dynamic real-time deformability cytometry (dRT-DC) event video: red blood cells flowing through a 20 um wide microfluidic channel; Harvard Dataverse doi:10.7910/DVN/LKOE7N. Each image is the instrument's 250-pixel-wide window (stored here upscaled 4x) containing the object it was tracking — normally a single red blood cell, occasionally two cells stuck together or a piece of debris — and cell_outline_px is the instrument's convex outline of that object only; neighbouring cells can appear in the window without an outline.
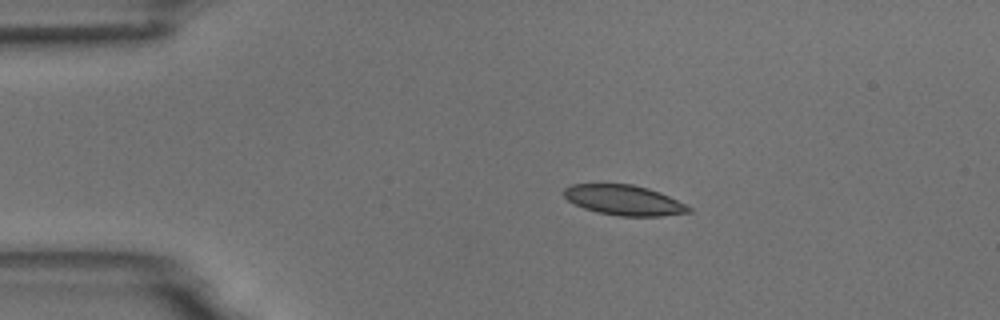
{"species": "common noctule bat (a hibernating species)", "species_latin": "Nyctalus noctula", "temperature_condition": "room temperature", "stored_images_in_passage": 8, "camera_frame_rate_fps": 3000, "um_per_image_px": 0.085, "animal": {"sex": "male", "body_mass_g": 18.8}, "frame": {"image": 1, "passage_image": 2, "time_ms": 1.333, "image_size_px": [1000, 320], "cell_outline_px": [[692, 212], [660, 216], [620, 216], [596, 212], [584, 208], [568, 200], [564, 196], [564, 188], [572, 184], [632, 184], [648, 188], [660, 192], [692, 208]], "centroid_in_image_um": [53.04, 17.01], "position_along_channel_um": 32.0, "area_um2": 21.79}}
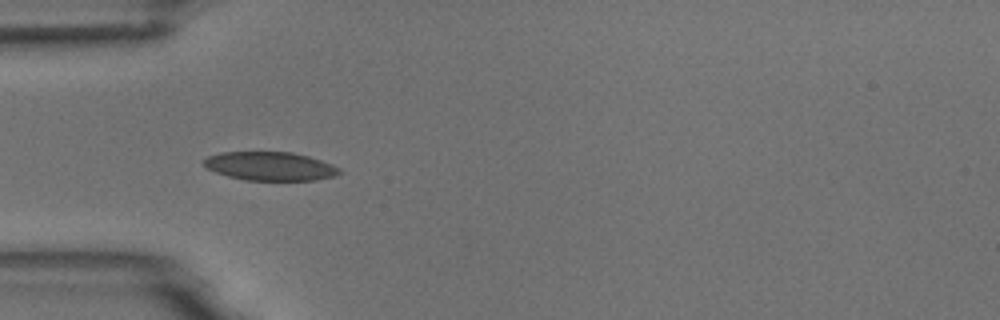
{"frame": {"image": 2, "passage_image": 4, "time_ms": 3.333, "image_size_px": [1000, 320], "cell_outline_px": [[344, 172], [336, 176], [316, 180], [244, 180], [228, 176], [216, 172], [208, 168], [200, 160], [208, 156], [220, 152], [292, 152], [308, 156], [332, 164], [340, 168]], "centroid_in_image_um": [22.98, 14.12], "position_along_channel_um": 62.0, "area_um2": 22.77}}
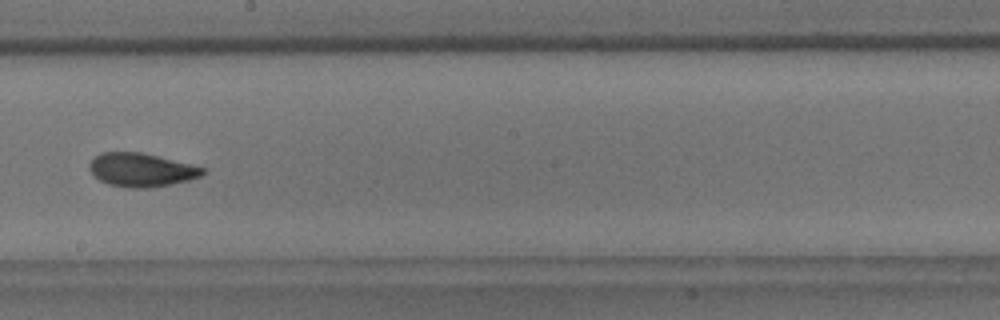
{"frame": {"image": 3, "passage_image": 8, "time_ms": 8.0, "image_size_px": [1000, 320], "cell_outline_px": [[208, 172], [200, 176], [188, 180], [148, 188], [128, 188], [108, 184], [100, 180], [88, 168], [88, 164], [100, 152], [140, 152], [192, 164], [204, 168]], "centroid_in_image_um": [12.01, 14.44], "position_along_channel_um": 236.2, "area_um2": 22.02}}